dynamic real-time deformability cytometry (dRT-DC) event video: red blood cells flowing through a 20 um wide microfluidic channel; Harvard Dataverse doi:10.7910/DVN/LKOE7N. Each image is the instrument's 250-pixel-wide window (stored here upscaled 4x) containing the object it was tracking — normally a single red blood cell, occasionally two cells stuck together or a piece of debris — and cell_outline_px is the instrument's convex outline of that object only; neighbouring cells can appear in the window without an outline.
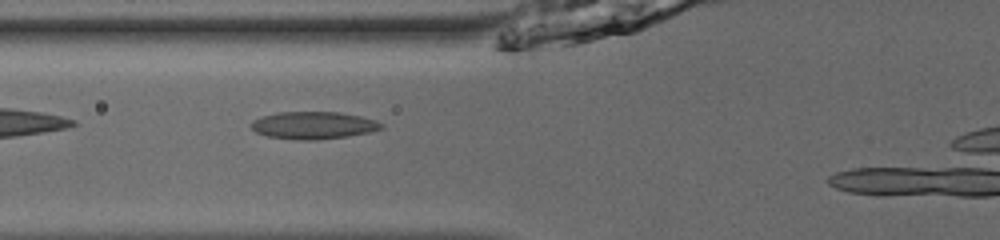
{"species": "common noctule bat (a hibernating species)", "species_latin": "Nyctalus noctula", "temperature_condition": "room temperature", "stored_images_in_passage": 41, "camera_frame_rate_fps": 3000, "um_per_image_px": 0.085, "animal": {"sex": "male", "body_mass_g": 13.0, "forearm_length_mm": 53.1}, "frame": {"image": 1, "passage_image": 15, "time_ms": 4.667, "image_size_px": [1000, 240], "cell_outline_px": [[384, 128], [368, 132], [348, 136], [316, 140], [296, 140], [268, 136], [256, 132], [248, 124], [252, 120], [260, 116], [276, 112], [340, 112], [360, 116], [376, 120], [384, 124]], "centroid_in_image_um": [26.61, 10.64], "position_along_channel_um": 99.2, "area_um2": 20.98}}
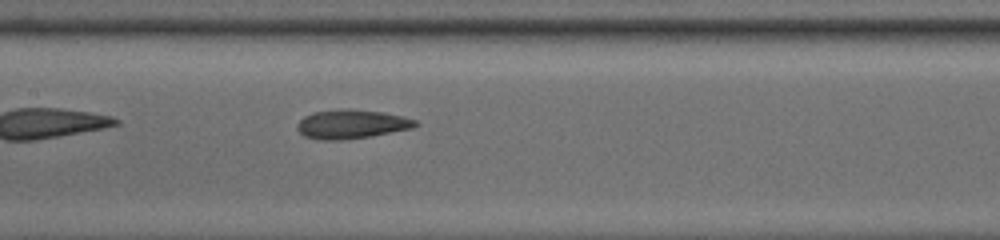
{"frame": {"image": 2, "passage_image": 21, "time_ms": 6.667, "image_size_px": [1000, 240], "cell_outline_px": [[420, 124], [412, 128], [368, 136], [340, 140], [320, 140], [304, 136], [296, 128], [296, 124], [304, 116], [312, 112], [340, 108], [380, 112], [404, 116], [416, 120]], "centroid_in_image_um": [29.84, 10.54], "position_along_channel_um": 177.6, "area_um2": 19.88}}
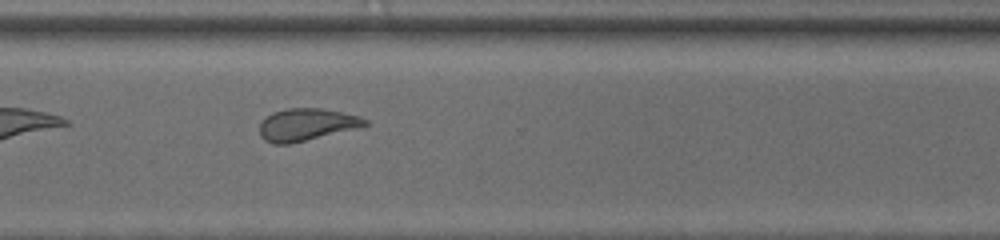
{"frame": {"image": 3, "passage_image": 34, "time_ms": 11.0, "image_size_px": [1000, 240], "cell_outline_px": [[368, 124], [292, 144], [272, 144], [264, 140], [260, 136], [260, 124], [272, 112], [288, 108], [320, 108], [360, 116], [368, 120]], "centroid_in_image_um": [26.0, 10.59], "position_along_channel_um": 344.6, "area_um2": 19.48}}